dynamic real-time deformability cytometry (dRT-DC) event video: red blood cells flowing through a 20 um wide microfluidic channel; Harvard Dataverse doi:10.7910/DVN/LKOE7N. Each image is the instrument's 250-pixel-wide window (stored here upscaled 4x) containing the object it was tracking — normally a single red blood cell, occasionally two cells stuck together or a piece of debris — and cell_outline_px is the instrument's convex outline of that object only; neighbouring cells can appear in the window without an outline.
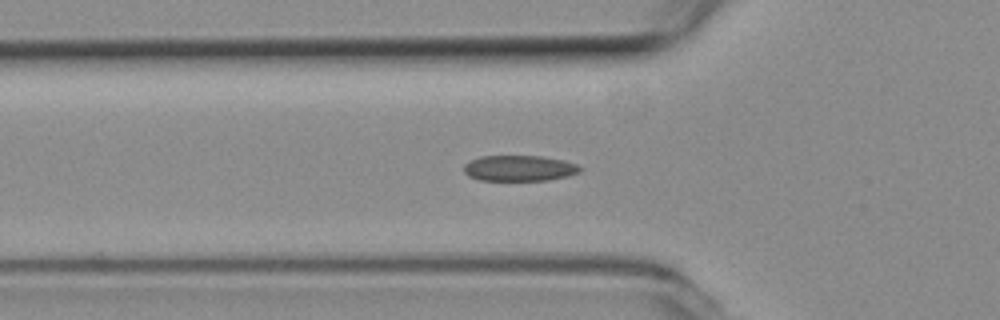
{"species": "common noctule bat (a hibernating species)", "species_latin": "Nyctalus noctula", "temperature_condition": "room temperature", "stored_images_in_passage": 43, "segment_of_instrument_passage": [1, 2], "camera_frame_rate_fps": 3000, "um_per_image_px": 0.085, "animal": {"sex": "female", "body_mass_g": 19.3, "forearm_length_mm": 54.1}, "frame": {"image": 1, "passage_image": 6, "time_ms": 1.667, "image_size_px": [1000, 320], "cell_outline_px": [[584, 168], [580, 172], [568, 176], [548, 180], [480, 180], [468, 176], [464, 172], [464, 164], [480, 156], [544, 156], [564, 160], [576, 164]], "centroid_in_image_um": [44.17, 14.29], "position_along_channel_um": 81.6, "area_um2": 17.51}}
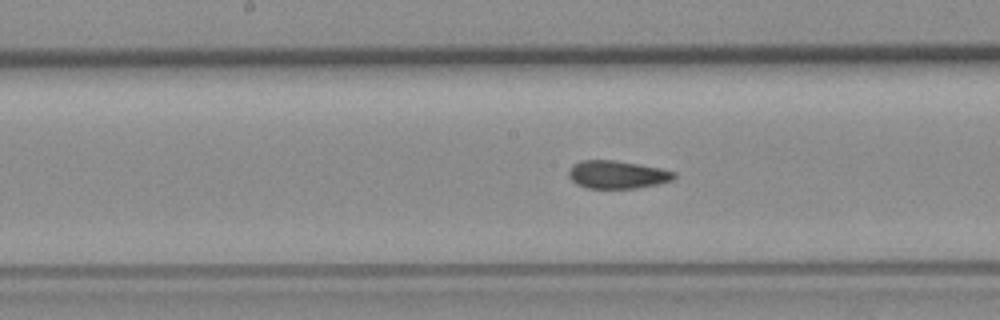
{"frame": {"image": 2, "passage_image": 15, "time_ms": 4.667, "image_size_px": [1000, 320], "cell_outline_px": [[676, 176], [672, 180], [660, 184], [636, 188], [588, 188], [576, 184], [568, 176], [568, 168], [572, 164], [580, 160], [616, 160], [660, 168], [676, 172]], "centroid_in_image_um": [52.44, 14.83], "position_along_channel_um": 195.8, "area_um2": 17.34}}
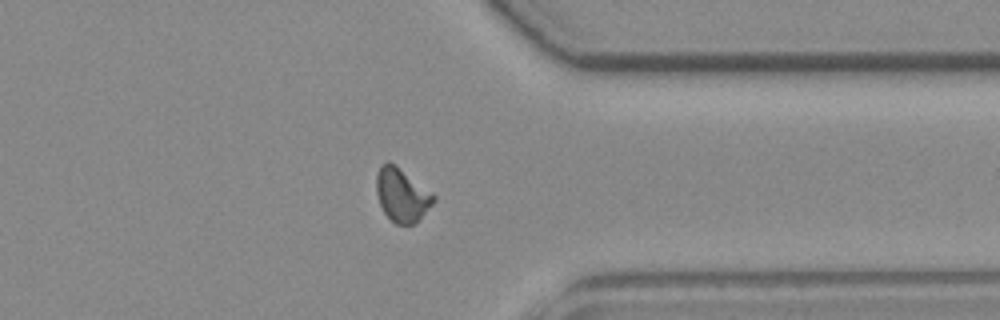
{"frame": {"image": 3, "passage_image": 30, "time_ms": 9.667, "image_size_px": [1000, 320], "cell_outline_px": [[436, 200], [412, 224], [396, 224], [384, 212], [380, 204], [376, 192], [376, 176], [380, 164], [388, 160], [396, 164], [432, 192], [436, 196]], "centroid_in_image_um": [34.13, 16.51], "position_along_channel_um": 377.3, "area_um2": 17.74}}